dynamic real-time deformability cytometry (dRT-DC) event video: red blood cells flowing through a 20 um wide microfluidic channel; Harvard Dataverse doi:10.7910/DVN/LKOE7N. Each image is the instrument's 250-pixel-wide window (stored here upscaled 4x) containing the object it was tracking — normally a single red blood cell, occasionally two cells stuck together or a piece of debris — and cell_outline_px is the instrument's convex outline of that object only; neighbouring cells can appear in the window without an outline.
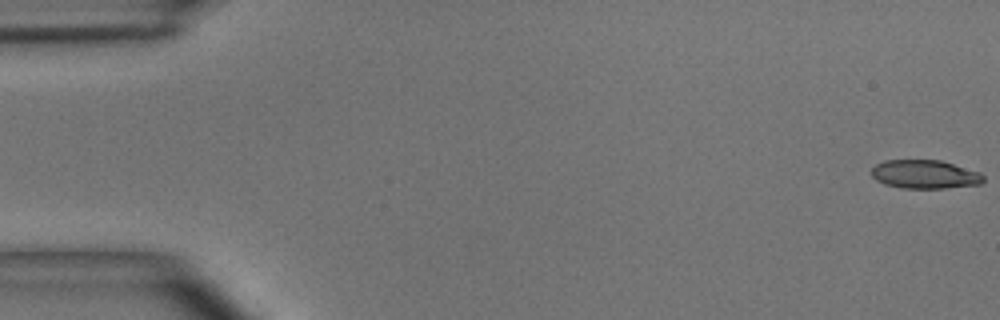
{"species": "common noctule bat (a hibernating species)", "species_latin": "Nyctalus noctula", "temperature_condition": "room temperature", "stored_images_in_passage": 11, "camera_frame_rate_fps": 3000, "um_per_image_px": 0.085, "animal": {"sex": "male", "body_mass_g": 15.6}, "frame": {"image": 1, "passage_image": 1, "time_ms": 0.0, "image_size_px": [1000, 320], "cell_outline_px": [[984, 180], [980, 184], [944, 188], [904, 188], [884, 184], [876, 180], [872, 176], [872, 168], [876, 164], [884, 160], [940, 160], [980, 172], [984, 176]], "centroid_in_image_um": [78.6, 14.81], "position_along_channel_um": 6.4, "area_um2": 18.61}}